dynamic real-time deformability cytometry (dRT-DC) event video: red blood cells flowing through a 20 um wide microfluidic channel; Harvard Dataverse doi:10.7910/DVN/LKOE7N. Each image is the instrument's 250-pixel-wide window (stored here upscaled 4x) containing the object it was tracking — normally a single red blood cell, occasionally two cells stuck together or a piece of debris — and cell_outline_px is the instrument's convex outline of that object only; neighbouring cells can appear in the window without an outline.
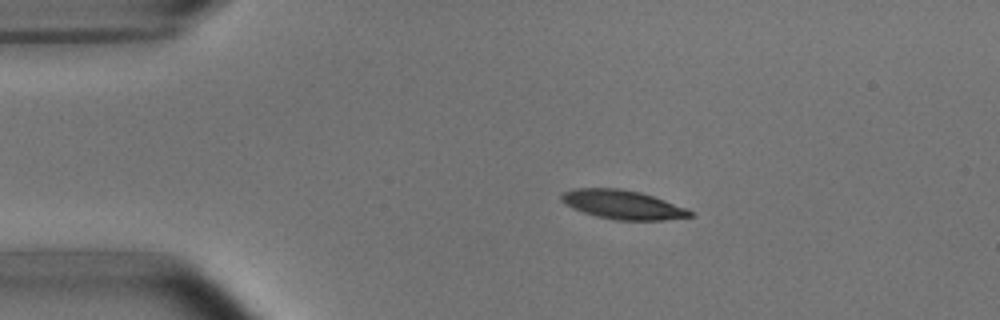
{"species": "common noctule bat (a hibernating species)", "species_latin": "Nyctalus noctula", "temperature_condition": "room temperature", "stored_images_in_passage": 4, "camera_frame_rate_fps": 3000, "um_per_image_px": 0.085, "animal": {"sex": "male", "body_mass_g": 15.6}, "frame": {"image": 1, "passage_image": 2, "time_ms": 1.333, "image_size_px": [1000, 320], "cell_outline_px": [[692, 216], [664, 220], [616, 220], [596, 216], [572, 208], [564, 204], [560, 200], [560, 196], [564, 192], [572, 188], [620, 188], [640, 192], [688, 208], [692, 212]], "centroid_in_image_um": [52.9, 17.39], "position_along_channel_um": 32.1, "area_um2": 21.73}}
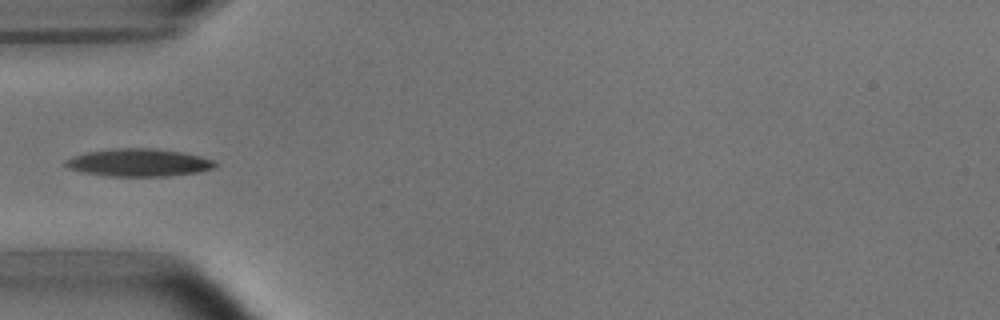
{"frame": {"image": 2, "passage_image": 4, "time_ms": 3.667, "image_size_px": [1000, 320], "cell_outline_px": [[220, 164], [216, 168], [200, 172], [168, 176], [108, 176], [84, 172], [68, 168], [64, 164], [64, 160], [88, 152], [112, 148], [152, 148], [180, 152], [200, 156], [212, 160]], "centroid_in_image_um": [11.84, 13.82], "position_along_channel_um": 73.2, "area_um2": 24.1}}